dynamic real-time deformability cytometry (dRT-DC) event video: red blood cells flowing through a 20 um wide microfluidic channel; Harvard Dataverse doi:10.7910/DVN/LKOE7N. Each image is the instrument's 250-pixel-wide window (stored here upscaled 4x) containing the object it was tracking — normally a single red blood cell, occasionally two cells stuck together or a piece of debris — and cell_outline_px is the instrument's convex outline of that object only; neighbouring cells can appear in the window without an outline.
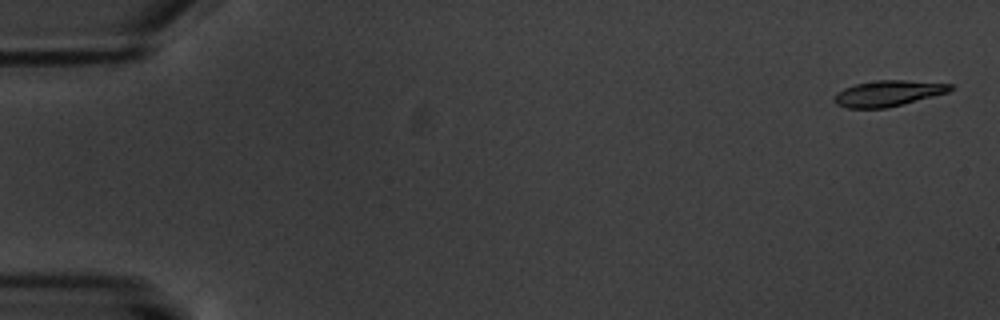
{"species": "common noctule bat (a hibernating species)", "species_latin": "Nyctalus noctula", "temperature_condition": "warm", "stored_images_in_passage": 5, "camera_frame_rate_fps": 3000, "um_per_image_px": 0.085, "animal": {"sex": "male", "body_mass_g": 20.1, "forearm_length_mm": 53.5}, "frame": {"image": 1, "passage_image": 1, "time_ms": 0.0, "image_size_px": [1000, 320], "cell_outline_px": [[956, 88], [948, 92], [904, 104], [888, 108], [848, 108], [836, 104], [832, 100], [836, 92], [844, 88], [856, 84], [876, 80], [904, 80], [956, 84]], "centroid_in_image_um": [75.51, 7.93], "position_along_channel_um": 9.5, "area_um2": 17.69}}